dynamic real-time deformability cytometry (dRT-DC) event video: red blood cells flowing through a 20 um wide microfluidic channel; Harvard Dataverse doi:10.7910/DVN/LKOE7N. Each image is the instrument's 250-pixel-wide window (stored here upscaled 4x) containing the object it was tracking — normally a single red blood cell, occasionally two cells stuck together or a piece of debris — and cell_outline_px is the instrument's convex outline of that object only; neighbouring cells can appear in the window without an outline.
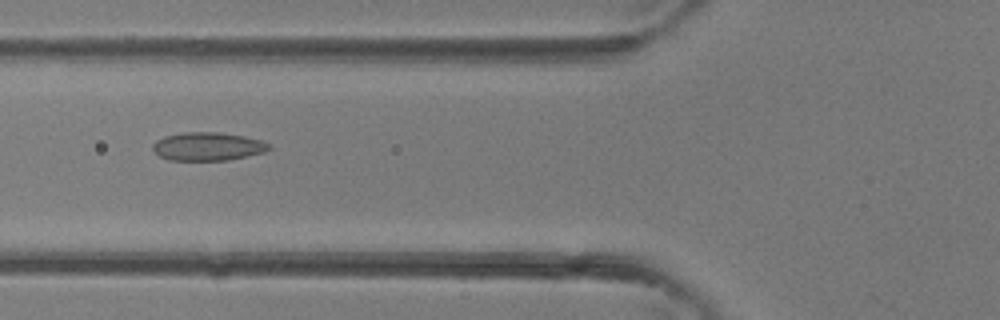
{"species": "common noctule bat (a hibernating species)", "species_latin": "Nyctalus noctula", "temperature_condition": "room temperature", "stored_images_in_passage": 35, "camera_frame_rate_fps": 3000, "um_per_image_px": 0.085, "animal": {"sex": "female"}, "frame": {"image": 1, "passage_image": 11, "time_ms": 3.333, "image_size_px": [1000, 320], "cell_outline_px": [[272, 148], [264, 152], [228, 160], [168, 160], [160, 156], [152, 148], [152, 144], [156, 140], [164, 136], [184, 132], [220, 132], [244, 136], [260, 140], [268, 144]], "centroid_in_image_um": [17.64, 12.44], "position_along_channel_um": 108.2, "area_um2": 19.13}}
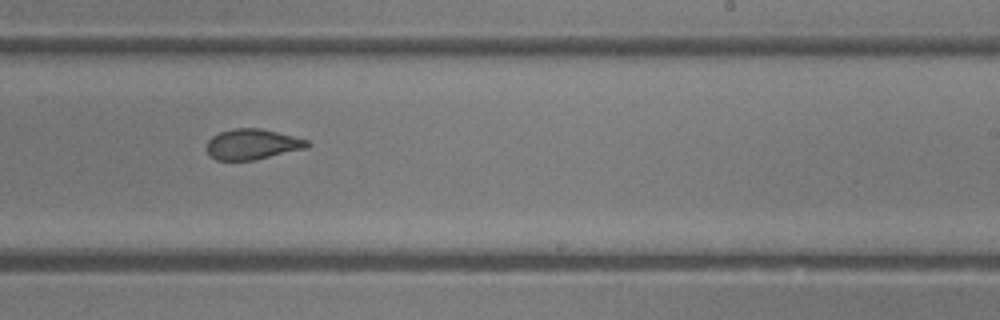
{"frame": {"image": 2, "passage_image": 20, "time_ms": 6.333, "image_size_px": [1000, 320], "cell_outline_px": [[312, 144], [308, 148], [252, 160], [216, 160], [208, 156], [208, 140], [212, 136], [220, 132], [232, 128], [260, 128], [308, 140]], "centroid_in_image_um": [21.45, 12.26], "position_along_channel_um": 267.6, "area_um2": 17.8}}
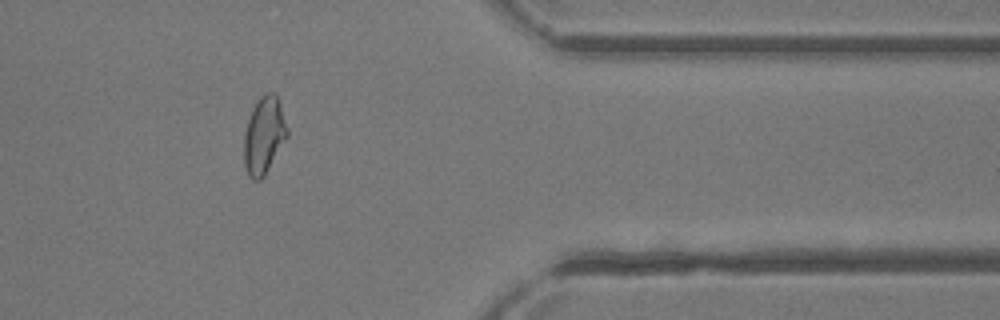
{"frame": {"image": 3, "passage_image": 28, "time_ms": 9.0, "image_size_px": [1000, 320], "cell_outline_px": [[288, 136], [264, 176], [260, 180], [252, 180], [248, 176], [244, 164], [244, 132], [252, 108], [256, 100], [264, 92], [276, 92], [288, 128]], "centroid_in_image_um": [22.43, 11.48], "position_along_channel_um": 389.0, "area_um2": 19.65}}